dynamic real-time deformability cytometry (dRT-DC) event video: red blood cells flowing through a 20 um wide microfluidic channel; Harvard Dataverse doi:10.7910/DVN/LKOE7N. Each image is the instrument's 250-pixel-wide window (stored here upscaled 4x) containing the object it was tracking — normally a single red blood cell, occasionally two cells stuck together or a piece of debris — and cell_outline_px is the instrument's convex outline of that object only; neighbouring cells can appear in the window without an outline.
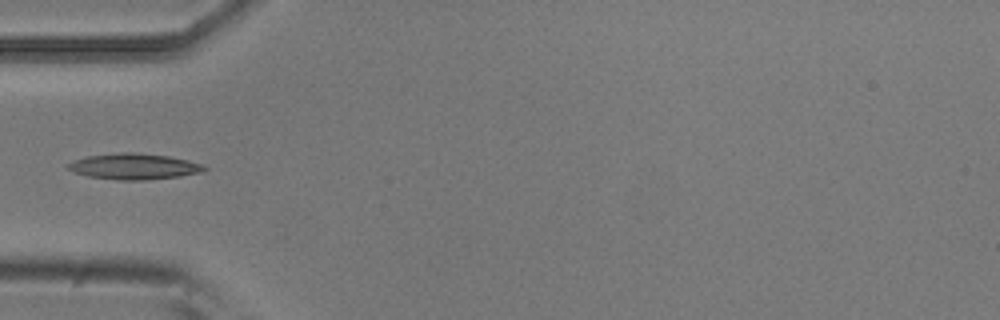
{"species": "common noctule bat (a hibernating species)", "species_latin": "Nyctalus noctula", "temperature_condition": "room temperature", "stored_images_in_passage": 5, "camera_frame_rate_fps": 3000, "um_per_image_px": 0.085, "animal": {"sex": "male", "body_mass_g": 20.5, "forearm_length_mm": 52.5}, "frame": {"image": 1, "passage_image": 5, "time_ms": 1.333, "image_size_px": [1000, 320], "cell_outline_px": [[208, 168], [200, 172], [180, 176], [144, 180], [120, 180], [88, 176], [72, 172], [68, 168], [68, 164], [72, 160], [88, 156], [124, 152], [132, 152], [168, 156], [188, 160], [204, 164]], "centroid_in_image_um": [11.39, 14.15], "position_along_channel_um": 73.6, "area_um2": 20.46}}